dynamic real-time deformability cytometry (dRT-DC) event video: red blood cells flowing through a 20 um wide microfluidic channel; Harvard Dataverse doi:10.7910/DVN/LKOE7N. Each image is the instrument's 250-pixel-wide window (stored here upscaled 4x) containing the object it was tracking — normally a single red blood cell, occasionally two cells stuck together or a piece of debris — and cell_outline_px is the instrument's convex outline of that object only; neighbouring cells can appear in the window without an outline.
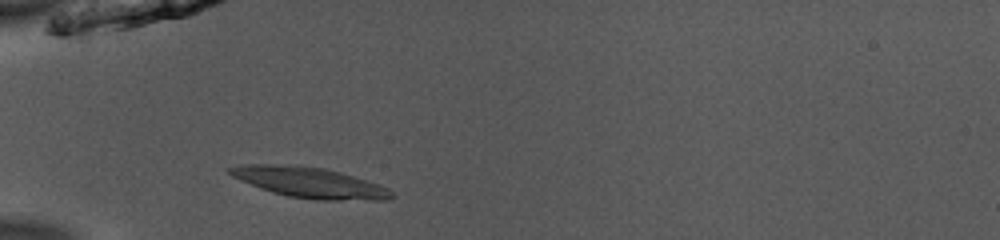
{"species": "common noctule bat (a hibernating species)", "species_latin": "Nyctalus noctula", "temperature_condition": "room temperature", "stored_images_in_passage": 40, "camera_frame_rate_fps": 3000, "um_per_image_px": 0.085, "animal": {"sex": "male", "body_mass_g": 13.0, "forearm_length_mm": 53.1}, "frame": {"image": 1, "passage_image": 6, "time_ms": 1.667, "image_size_px": [1000, 240], "cell_outline_px": [[396, 196], [388, 200], [316, 200], [288, 196], [272, 192], [260, 188], [240, 180], [232, 176], [224, 168], [240, 164], [296, 164], [324, 168], [340, 172], [380, 184], [388, 188]], "centroid_in_image_um": [26.3, 15.5], "position_along_channel_um": 58.7, "area_um2": 29.19}}
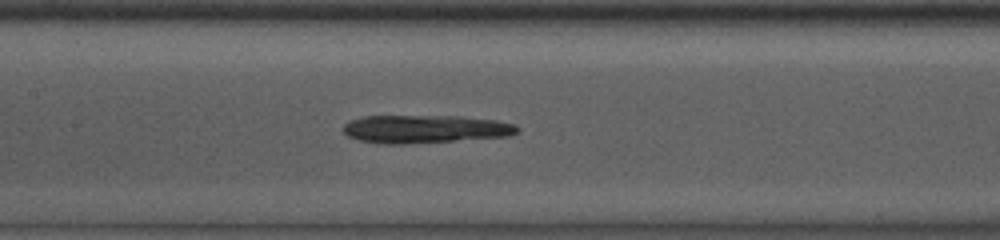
{"frame": {"image": 2, "passage_image": 15, "time_ms": 4.667, "image_size_px": [1000, 240], "cell_outline_px": [[520, 128], [516, 132], [508, 136], [404, 144], [384, 144], [360, 140], [348, 136], [340, 128], [348, 120], [364, 116], [460, 116], [496, 120], [516, 124]], "centroid_in_image_um": [36.09, 10.96], "position_along_channel_um": 171.3, "area_um2": 28.5}}
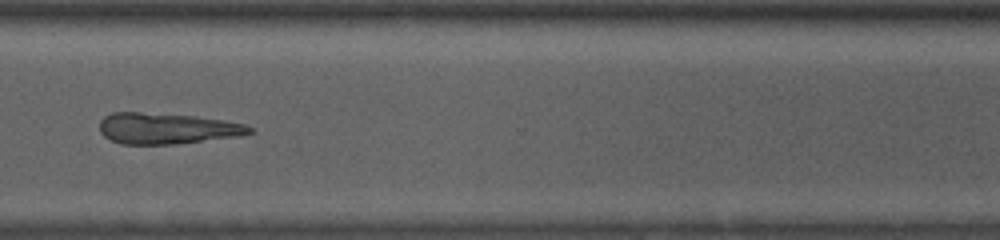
{"frame": {"image": 3, "passage_image": 29, "time_ms": 9.333, "image_size_px": [1000, 240], "cell_outline_px": [[256, 132], [240, 136], [176, 144], [120, 144], [104, 136], [100, 132], [100, 120], [104, 116], [112, 112], [140, 112], [192, 116], [220, 120], [244, 124], [252, 128]], "centroid_in_image_um": [14.17, 10.92], "position_along_channel_um": 356.4, "area_um2": 26.99}}